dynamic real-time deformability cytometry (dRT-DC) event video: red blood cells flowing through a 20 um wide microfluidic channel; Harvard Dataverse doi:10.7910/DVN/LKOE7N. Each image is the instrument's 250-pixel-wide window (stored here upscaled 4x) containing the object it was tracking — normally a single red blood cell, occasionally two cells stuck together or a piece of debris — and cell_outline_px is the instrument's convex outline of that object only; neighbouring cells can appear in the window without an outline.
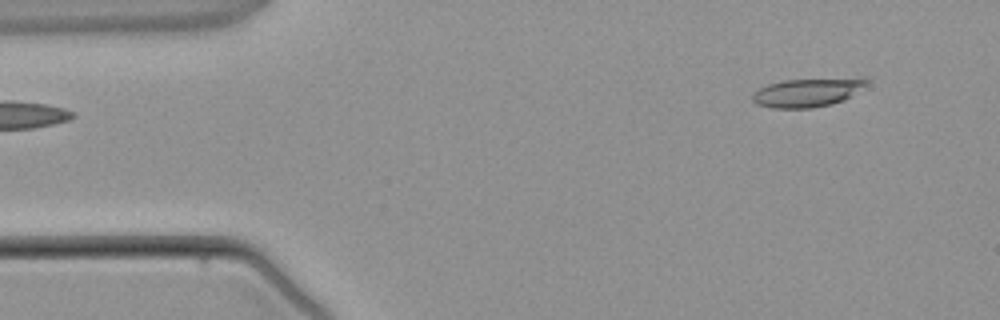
{"species": "common noctule bat (a hibernating species)", "species_latin": "Nyctalus noctula", "temperature_condition": "warm", "stored_images_in_passage": 3, "camera_frame_rate_fps": 3000, "um_per_image_px": 0.085, "animal": {"sex": "male", "body_mass_g": 21.5, "forearm_length_mm": 52.0}, "frame": {"image": 1, "passage_image": 1, "time_ms": 0.0, "image_size_px": [1000, 320], "cell_outline_px": [[868, 80], [864, 84], [844, 100], [832, 104], [812, 108], [772, 108], [756, 104], [752, 100], [752, 92], [768, 84], [784, 80], [864, 76], [868, 76]], "centroid_in_image_um": [68.62, 7.84], "position_along_channel_um": 16.4, "area_um2": 19.31}}
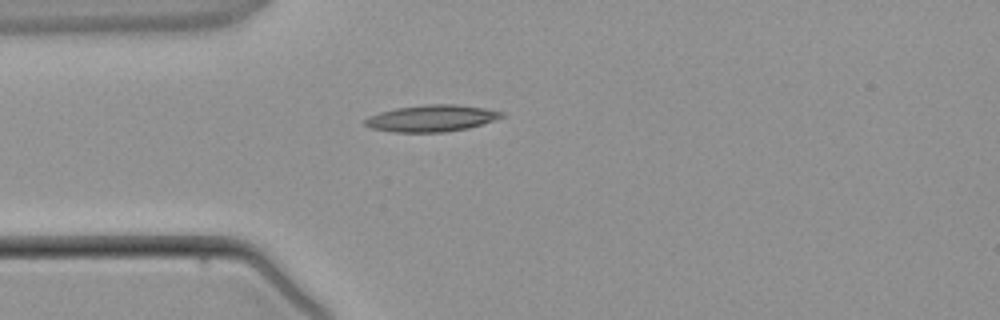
{"frame": {"image": 2, "passage_image": 3, "time_ms": 2.333, "image_size_px": [1000, 320], "cell_outline_px": [[504, 116], [468, 128], [444, 132], [392, 132], [372, 128], [364, 124], [364, 120], [368, 116], [380, 112], [396, 108], [428, 104], [456, 104], [484, 108], [504, 112]], "centroid_in_image_um": [36.65, 10.05], "position_along_channel_um": 48.3, "area_um2": 21.04}}